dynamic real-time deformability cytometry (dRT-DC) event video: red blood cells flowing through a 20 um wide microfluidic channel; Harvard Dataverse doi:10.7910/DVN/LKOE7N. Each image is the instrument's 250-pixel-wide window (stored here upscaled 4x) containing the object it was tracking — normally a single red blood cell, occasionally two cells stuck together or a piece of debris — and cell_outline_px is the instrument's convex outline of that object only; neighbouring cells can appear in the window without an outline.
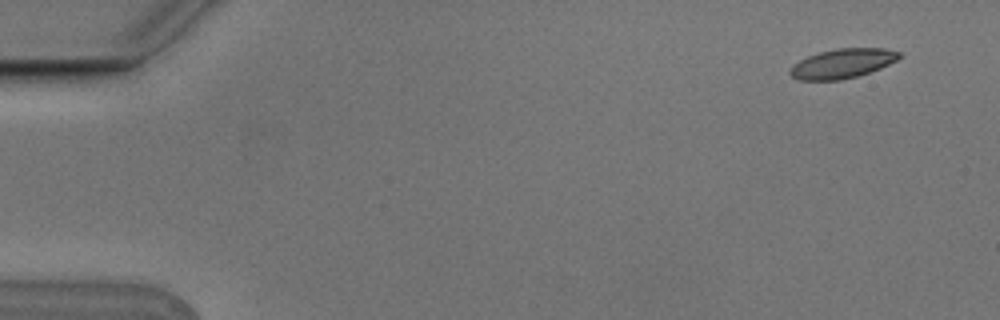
{"species": "Egyptian fruit bat (a non-hibernating species)", "species_latin": "Rousettus aegyptiacus", "temperature_condition": "cold", "stored_images_in_passage": 6, "camera_frame_rate_fps": 3000, "um_per_image_px": 0.085, "animal": {"sex": "male"}, "frame": {"image": 1, "passage_image": 1, "time_ms": 0.0, "image_size_px": [1000, 320], "cell_outline_px": [[900, 56], [896, 60], [880, 68], [856, 76], [840, 80], [796, 80], [788, 72], [792, 64], [808, 56], [820, 52], [836, 48], [884, 48], [900, 52]], "centroid_in_image_um": [71.56, 5.39], "position_along_channel_um": 13.4, "area_um2": 18.61}}
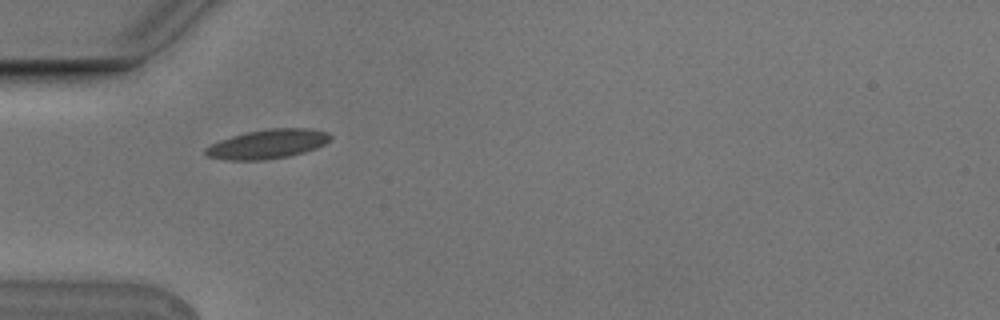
{"frame": {"image": 2, "passage_image": 5, "time_ms": 1.333, "image_size_px": [1000, 320], "cell_outline_px": [[332, 136], [324, 144], [316, 148], [304, 152], [288, 156], [264, 160], [224, 160], [208, 156], [204, 152], [204, 148], [220, 140], [232, 136], [248, 132], [272, 128], [308, 128], [328, 132]], "centroid_in_image_um": [22.74, 12.25], "position_along_channel_um": 62.3, "area_um2": 21.1}}